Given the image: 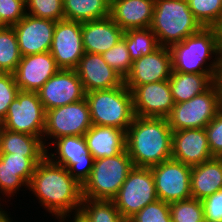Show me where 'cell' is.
<instances>
[{"mask_svg": "<svg viewBox=\"0 0 222 222\" xmlns=\"http://www.w3.org/2000/svg\"><path fill=\"white\" fill-rule=\"evenodd\" d=\"M158 200L151 168L133 167L113 199L121 216L128 221L146 205Z\"/></svg>", "mask_w": 222, "mask_h": 222, "instance_id": "8", "label": "cell"}, {"mask_svg": "<svg viewBox=\"0 0 222 222\" xmlns=\"http://www.w3.org/2000/svg\"><path fill=\"white\" fill-rule=\"evenodd\" d=\"M22 55L13 27H0V71L13 73Z\"/></svg>", "mask_w": 222, "mask_h": 222, "instance_id": "29", "label": "cell"}, {"mask_svg": "<svg viewBox=\"0 0 222 222\" xmlns=\"http://www.w3.org/2000/svg\"><path fill=\"white\" fill-rule=\"evenodd\" d=\"M45 157L47 149L43 139L34 135L13 132L0 126V154Z\"/></svg>", "mask_w": 222, "mask_h": 222, "instance_id": "26", "label": "cell"}, {"mask_svg": "<svg viewBox=\"0 0 222 222\" xmlns=\"http://www.w3.org/2000/svg\"><path fill=\"white\" fill-rule=\"evenodd\" d=\"M133 167L127 149L114 157L93 160L81 176L82 198L113 200Z\"/></svg>", "mask_w": 222, "mask_h": 222, "instance_id": "5", "label": "cell"}, {"mask_svg": "<svg viewBox=\"0 0 222 222\" xmlns=\"http://www.w3.org/2000/svg\"><path fill=\"white\" fill-rule=\"evenodd\" d=\"M59 70L49 51L22 56L13 76L19 90L38 92Z\"/></svg>", "mask_w": 222, "mask_h": 222, "instance_id": "17", "label": "cell"}, {"mask_svg": "<svg viewBox=\"0 0 222 222\" xmlns=\"http://www.w3.org/2000/svg\"><path fill=\"white\" fill-rule=\"evenodd\" d=\"M44 157H26L24 155L0 154V168L18 171V175L29 184L37 164Z\"/></svg>", "mask_w": 222, "mask_h": 222, "instance_id": "33", "label": "cell"}, {"mask_svg": "<svg viewBox=\"0 0 222 222\" xmlns=\"http://www.w3.org/2000/svg\"><path fill=\"white\" fill-rule=\"evenodd\" d=\"M56 22L26 14L13 27L22 56L49 52Z\"/></svg>", "mask_w": 222, "mask_h": 222, "instance_id": "16", "label": "cell"}, {"mask_svg": "<svg viewBox=\"0 0 222 222\" xmlns=\"http://www.w3.org/2000/svg\"><path fill=\"white\" fill-rule=\"evenodd\" d=\"M124 31L112 20L103 19L82 22V41L85 52L102 54L123 38Z\"/></svg>", "mask_w": 222, "mask_h": 222, "instance_id": "22", "label": "cell"}, {"mask_svg": "<svg viewBox=\"0 0 222 222\" xmlns=\"http://www.w3.org/2000/svg\"><path fill=\"white\" fill-rule=\"evenodd\" d=\"M23 186L28 188V184L18 175V171L0 168V193L2 195L6 194L5 196L10 198Z\"/></svg>", "mask_w": 222, "mask_h": 222, "instance_id": "40", "label": "cell"}, {"mask_svg": "<svg viewBox=\"0 0 222 222\" xmlns=\"http://www.w3.org/2000/svg\"><path fill=\"white\" fill-rule=\"evenodd\" d=\"M89 222H127L113 200L82 198L79 210Z\"/></svg>", "mask_w": 222, "mask_h": 222, "instance_id": "28", "label": "cell"}, {"mask_svg": "<svg viewBox=\"0 0 222 222\" xmlns=\"http://www.w3.org/2000/svg\"><path fill=\"white\" fill-rule=\"evenodd\" d=\"M193 16L204 28H214L222 18V0H187Z\"/></svg>", "mask_w": 222, "mask_h": 222, "instance_id": "31", "label": "cell"}, {"mask_svg": "<svg viewBox=\"0 0 222 222\" xmlns=\"http://www.w3.org/2000/svg\"><path fill=\"white\" fill-rule=\"evenodd\" d=\"M0 126L43 139L45 110L38 92L19 90Z\"/></svg>", "mask_w": 222, "mask_h": 222, "instance_id": "10", "label": "cell"}, {"mask_svg": "<svg viewBox=\"0 0 222 222\" xmlns=\"http://www.w3.org/2000/svg\"><path fill=\"white\" fill-rule=\"evenodd\" d=\"M155 0H111L110 17L123 30L150 28Z\"/></svg>", "mask_w": 222, "mask_h": 222, "instance_id": "21", "label": "cell"}, {"mask_svg": "<svg viewBox=\"0 0 222 222\" xmlns=\"http://www.w3.org/2000/svg\"><path fill=\"white\" fill-rule=\"evenodd\" d=\"M203 28L193 16L187 0H155L150 29L159 46L170 48Z\"/></svg>", "mask_w": 222, "mask_h": 222, "instance_id": "4", "label": "cell"}, {"mask_svg": "<svg viewBox=\"0 0 222 222\" xmlns=\"http://www.w3.org/2000/svg\"><path fill=\"white\" fill-rule=\"evenodd\" d=\"M93 125L127 131L135 117L132 92L124 85L86 93Z\"/></svg>", "mask_w": 222, "mask_h": 222, "instance_id": "6", "label": "cell"}, {"mask_svg": "<svg viewBox=\"0 0 222 222\" xmlns=\"http://www.w3.org/2000/svg\"><path fill=\"white\" fill-rule=\"evenodd\" d=\"M217 32L218 37V44L220 52L222 53V18L220 19L219 23L214 27Z\"/></svg>", "mask_w": 222, "mask_h": 222, "instance_id": "43", "label": "cell"}, {"mask_svg": "<svg viewBox=\"0 0 222 222\" xmlns=\"http://www.w3.org/2000/svg\"><path fill=\"white\" fill-rule=\"evenodd\" d=\"M101 56L123 80L129 74L133 61L130 58L124 37L108 51L102 53Z\"/></svg>", "mask_w": 222, "mask_h": 222, "instance_id": "35", "label": "cell"}, {"mask_svg": "<svg viewBox=\"0 0 222 222\" xmlns=\"http://www.w3.org/2000/svg\"><path fill=\"white\" fill-rule=\"evenodd\" d=\"M7 211L0 208V222H12V218L9 217Z\"/></svg>", "mask_w": 222, "mask_h": 222, "instance_id": "45", "label": "cell"}, {"mask_svg": "<svg viewBox=\"0 0 222 222\" xmlns=\"http://www.w3.org/2000/svg\"><path fill=\"white\" fill-rule=\"evenodd\" d=\"M86 99L45 111L43 143L63 136H84L92 126ZM49 138V139H48Z\"/></svg>", "mask_w": 222, "mask_h": 222, "instance_id": "9", "label": "cell"}, {"mask_svg": "<svg viewBox=\"0 0 222 222\" xmlns=\"http://www.w3.org/2000/svg\"><path fill=\"white\" fill-rule=\"evenodd\" d=\"M221 109L222 97L215 82L204 93L174 104L167 121L172 131L205 128Z\"/></svg>", "mask_w": 222, "mask_h": 222, "instance_id": "7", "label": "cell"}, {"mask_svg": "<svg viewBox=\"0 0 222 222\" xmlns=\"http://www.w3.org/2000/svg\"><path fill=\"white\" fill-rule=\"evenodd\" d=\"M19 88L15 84L13 73L0 74V124L5 119L9 105L16 98Z\"/></svg>", "mask_w": 222, "mask_h": 222, "instance_id": "38", "label": "cell"}, {"mask_svg": "<svg viewBox=\"0 0 222 222\" xmlns=\"http://www.w3.org/2000/svg\"><path fill=\"white\" fill-rule=\"evenodd\" d=\"M205 222H222V189L201 200Z\"/></svg>", "mask_w": 222, "mask_h": 222, "instance_id": "41", "label": "cell"}, {"mask_svg": "<svg viewBox=\"0 0 222 222\" xmlns=\"http://www.w3.org/2000/svg\"><path fill=\"white\" fill-rule=\"evenodd\" d=\"M50 52L60 69H75L85 53L82 22L66 19L57 21Z\"/></svg>", "mask_w": 222, "mask_h": 222, "instance_id": "12", "label": "cell"}, {"mask_svg": "<svg viewBox=\"0 0 222 222\" xmlns=\"http://www.w3.org/2000/svg\"><path fill=\"white\" fill-rule=\"evenodd\" d=\"M26 14L25 0H0V27H12Z\"/></svg>", "mask_w": 222, "mask_h": 222, "instance_id": "37", "label": "cell"}, {"mask_svg": "<svg viewBox=\"0 0 222 222\" xmlns=\"http://www.w3.org/2000/svg\"><path fill=\"white\" fill-rule=\"evenodd\" d=\"M150 168L154 176L159 200L172 203L192 197L191 166L169 159Z\"/></svg>", "mask_w": 222, "mask_h": 222, "instance_id": "11", "label": "cell"}, {"mask_svg": "<svg viewBox=\"0 0 222 222\" xmlns=\"http://www.w3.org/2000/svg\"><path fill=\"white\" fill-rule=\"evenodd\" d=\"M111 0H63L66 20L85 22L110 16Z\"/></svg>", "mask_w": 222, "mask_h": 222, "instance_id": "27", "label": "cell"}, {"mask_svg": "<svg viewBox=\"0 0 222 222\" xmlns=\"http://www.w3.org/2000/svg\"><path fill=\"white\" fill-rule=\"evenodd\" d=\"M127 222H172L169 203L158 199L146 205Z\"/></svg>", "mask_w": 222, "mask_h": 222, "instance_id": "36", "label": "cell"}, {"mask_svg": "<svg viewBox=\"0 0 222 222\" xmlns=\"http://www.w3.org/2000/svg\"><path fill=\"white\" fill-rule=\"evenodd\" d=\"M213 157L208 144L205 128L173 131V160L193 167Z\"/></svg>", "mask_w": 222, "mask_h": 222, "instance_id": "18", "label": "cell"}, {"mask_svg": "<svg viewBox=\"0 0 222 222\" xmlns=\"http://www.w3.org/2000/svg\"><path fill=\"white\" fill-rule=\"evenodd\" d=\"M131 92L135 116L167 118L174 106L169 80L135 86Z\"/></svg>", "mask_w": 222, "mask_h": 222, "instance_id": "15", "label": "cell"}, {"mask_svg": "<svg viewBox=\"0 0 222 222\" xmlns=\"http://www.w3.org/2000/svg\"><path fill=\"white\" fill-rule=\"evenodd\" d=\"M47 143V156L56 164L82 176L93 164L84 136H63ZM52 144L54 153L48 152ZM56 152V153H55ZM58 154V155H57Z\"/></svg>", "mask_w": 222, "mask_h": 222, "instance_id": "19", "label": "cell"}, {"mask_svg": "<svg viewBox=\"0 0 222 222\" xmlns=\"http://www.w3.org/2000/svg\"><path fill=\"white\" fill-rule=\"evenodd\" d=\"M72 216L73 220L70 222H89V220L80 211L73 213Z\"/></svg>", "mask_w": 222, "mask_h": 222, "instance_id": "44", "label": "cell"}, {"mask_svg": "<svg viewBox=\"0 0 222 222\" xmlns=\"http://www.w3.org/2000/svg\"><path fill=\"white\" fill-rule=\"evenodd\" d=\"M215 82L217 83V85L219 87L221 97H222V53H221V56H220L219 68H218L217 77H216Z\"/></svg>", "mask_w": 222, "mask_h": 222, "instance_id": "42", "label": "cell"}, {"mask_svg": "<svg viewBox=\"0 0 222 222\" xmlns=\"http://www.w3.org/2000/svg\"><path fill=\"white\" fill-rule=\"evenodd\" d=\"M172 222H205L201 200L189 198L169 203Z\"/></svg>", "mask_w": 222, "mask_h": 222, "instance_id": "32", "label": "cell"}, {"mask_svg": "<svg viewBox=\"0 0 222 222\" xmlns=\"http://www.w3.org/2000/svg\"><path fill=\"white\" fill-rule=\"evenodd\" d=\"M84 138L93 160L114 157L126 150V131L120 128L92 125Z\"/></svg>", "mask_w": 222, "mask_h": 222, "instance_id": "23", "label": "cell"}, {"mask_svg": "<svg viewBox=\"0 0 222 222\" xmlns=\"http://www.w3.org/2000/svg\"><path fill=\"white\" fill-rule=\"evenodd\" d=\"M123 37L132 61L150 54L159 47L156 35L150 28L124 31Z\"/></svg>", "mask_w": 222, "mask_h": 222, "instance_id": "30", "label": "cell"}, {"mask_svg": "<svg viewBox=\"0 0 222 222\" xmlns=\"http://www.w3.org/2000/svg\"><path fill=\"white\" fill-rule=\"evenodd\" d=\"M170 51L173 71L212 74L217 77L221 52L215 28H203L182 42L172 45ZM209 60L211 62L207 64Z\"/></svg>", "mask_w": 222, "mask_h": 222, "instance_id": "3", "label": "cell"}, {"mask_svg": "<svg viewBox=\"0 0 222 222\" xmlns=\"http://www.w3.org/2000/svg\"><path fill=\"white\" fill-rule=\"evenodd\" d=\"M172 133L167 118L135 116L126 131V149L134 167L150 168L172 159Z\"/></svg>", "mask_w": 222, "mask_h": 222, "instance_id": "2", "label": "cell"}, {"mask_svg": "<svg viewBox=\"0 0 222 222\" xmlns=\"http://www.w3.org/2000/svg\"><path fill=\"white\" fill-rule=\"evenodd\" d=\"M210 151L214 157H222V109L205 127Z\"/></svg>", "mask_w": 222, "mask_h": 222, "instance_id": "39", "label": "cell"}, {"mask_svg": "<svg viewBox=\"0 0 222 222\" xmlns=\"http://www.w3.org/2000/svg\"><path fill=\"white\" fill-rule=\"evenodd\" d=\"M192 198L203 200L214 192L222 189V157H213L191 171Z\"/></svg>", "mask_w": 222, "mask_h": 222, "instance_id": "24", "label": "cell"}, {"mask_svg": "<svg viewBox=\"0 0 222 222\" xmlns=\"http://www.w3.org/2000/svg\"><path fill=\"white\" fill-rule=\"evenodd\" d=\"M216 81L212 74L181 73L172 71L169 85L174 104L186 102L207 91Z\"/></svg>", "mask_w": 222, "mask_h": 222, "instance_id": "25", "label": "cell"}, {"mask_svg": "<svg viewBox=\"0 0 222 222\" xmlns=\"http://www.w3.org/2000/svg\"><path fill=\"white\" fill-rule=\"evenodd\" d=\"M28 190L59 222H65L66 217L71 219V214L80 210L81 176L54 163L47 155L37 164Z\"/></svg>", "mask_w": 222, "mask_h": 222, "instance_id": "1", "label": "cell"}, {"mask_svg": "<svg viewBox=\"0 0 222 222\" xmlns=\"http://www.w3.org/2000/svg\"><path fill=\"white\" fill-rule=\"evenodd\" d=\"M173 71L172 54L169 47L156 50L132 62L124 85L131 91L135 86L169 80Z\"/></svg>", "mask_w": 222, "mask_h": 222, "instance_id": "14", "label": "cell"}, {"mask_svg": "<svg viewBox=\"0 0 222 222\" xmlns=\"http://www.w3.org/2000/svg\"><path fill=\"white\" fill-rule=\"evenodd\" d=\"M27 14L42 19L61 21L65 19L63 0H25Z\"/></svg>", "mask_w": 222, "mask_h": 222, "instance_id": "34", "label": "cell"}, {"mask_svg": "<svg viewBox=\"0 0 222 222\" xmlns=\"http://www.w3.org/2000/svg\"><path fill=\"white\" fill-rule=\"evenodd\" d=\"M44 110L85 99L86 91L75 69H60L38 91Z\"/></svg>", "mask_w": 222, "mask_h": 222, "instance_id": "13", "label": "cell"}, {"mask_svg": "<svg viewBox=\"0 0 222 222\" xmlns=\"http://www.w3.org/2000/svg\"><path fill=\"white\" fill-rule=\"evenodd\" d=\"M75 71L86 93L119 87L124 83L122 77L107 64L101 54L85 52Z\"/></svg>", "mask_w": 222, "mask_h": 222, "instance_id": "20", "label": "cell"}]
</instances>
